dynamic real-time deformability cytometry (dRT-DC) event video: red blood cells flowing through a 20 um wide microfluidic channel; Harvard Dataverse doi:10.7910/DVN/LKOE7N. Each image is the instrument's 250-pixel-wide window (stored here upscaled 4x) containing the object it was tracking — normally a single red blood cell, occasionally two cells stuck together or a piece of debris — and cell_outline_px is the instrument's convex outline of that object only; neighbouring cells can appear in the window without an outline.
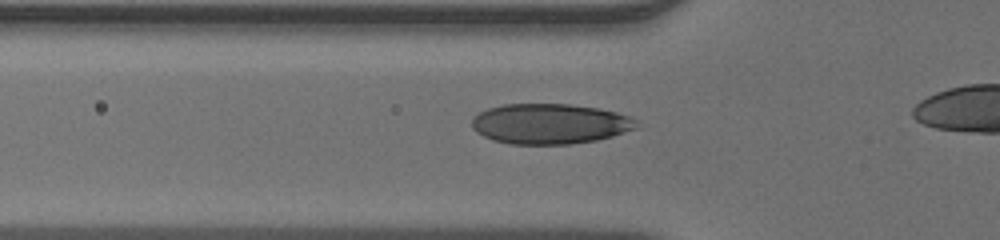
{"species": "human", "species_latin": "Homo sapiens", "temperature_condition": "warm", "stored_images_in_passage": 31, "camera_frame_rate_fps": 3000, "um_per_image_px": 0.085, "donor": {"sex": "male"}, "frame": {"image": 1, "passage_image": 7, "time_ms": 2.0, "image_size_px": [1000, 240], "cell_outline_px": [[640, 120], [636, 128], [612, 136], [596, 140], [568, 144], [512, 144], [496, 140], [484, 136], [476, 132], [472, 128], [472, 120], [480, 112], [488, 108], [504, 104], [568, 104], [600, 108], [632, 116]], "centroid_in_image_um": [46.79, 10.51], "position_along_channel_um": 79.0, "area_um2": 38.67}}
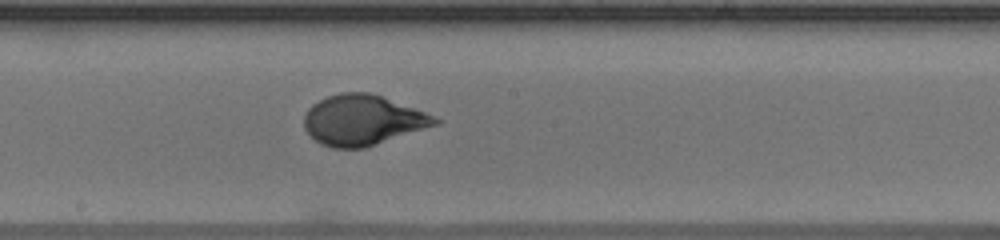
{"frame": {"image": 2, "passage_image": 17, "time_ms": 5.333, "image_size_px": [1000, 240], "cell_outline_px": [[444, 120], [440, 124], [364, 148], [332, 148], [320, 144], [304, 128], [304, 116], [308, 108], [312, 104], [328, 96], [340, 92], [372, 92], [424, 112]], "centroid_in_image_um": [30.84, 10.21], "position_along_channel_um": 217.4, "area_um2": 38.44}}
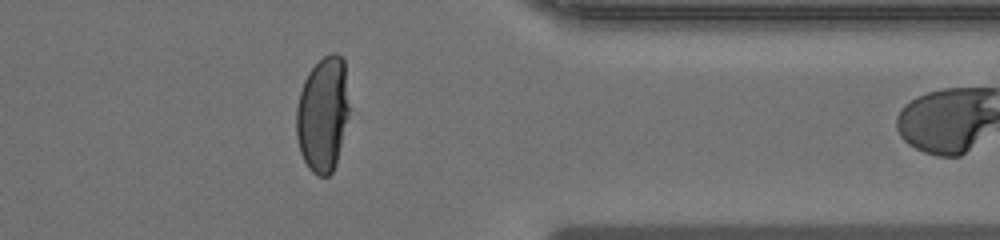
{"frame": {"image": 3, "passage_image": 30, "time_ms": 9.667, "image_size_px": [1000, 240], "cell_outline_px": [[352, 108], [336, 164], [332, 172], [328, 176], [316, 176], [308, 168], [300, 152], [296, 136], [296, 108], [300, 92], [304, 80], [308, 72], [324, 56], [332, 52], [336, 52], [344, 60]], "centroid_in_image_um": [27.48, 9.71], "position_along_channel_um": 383.9, "area_um2": 36.53}}